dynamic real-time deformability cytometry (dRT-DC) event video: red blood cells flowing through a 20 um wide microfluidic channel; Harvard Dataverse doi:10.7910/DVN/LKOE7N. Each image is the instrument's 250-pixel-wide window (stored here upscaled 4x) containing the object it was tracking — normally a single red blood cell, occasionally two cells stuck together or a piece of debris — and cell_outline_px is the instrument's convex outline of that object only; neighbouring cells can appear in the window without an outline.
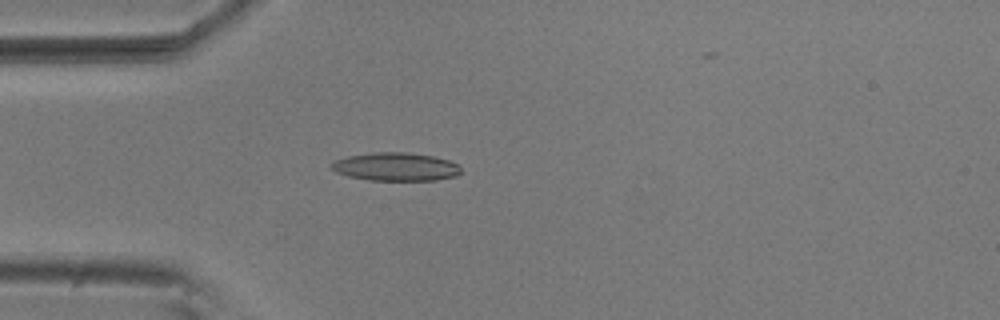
{"species": "common noctule bat (a hibernating species)", "species_latin": "Nyctalus noctula", "temperature_condition": "room temperature", "stored_images_in_passage": 5, "camera_frame_rate_fps": 3000, "um_per_image_px": 0.085, "animal": {"sex": "male", "body_mass_g": 20.5, "forearm_length_mm": 52.5}, "frame": {"image": 1, "passage_image": 5, "time_ms": 1.333, "image_size_px": [1000, 320], "cell_outline_px": [[460, 172], [456, 176], [436, 180], [368, 180], [348, 176], [336, 172], [332, 168], [332, 164], [336, 160], [348, 156], [372, 152], [404, 152], [432, 156], [448, 160], [456, 164], [460, 168]], "centroid_in_image_um": [33.63, 14.17], "position_along_channel_um": 51.4, "area_um2": 21.1}}